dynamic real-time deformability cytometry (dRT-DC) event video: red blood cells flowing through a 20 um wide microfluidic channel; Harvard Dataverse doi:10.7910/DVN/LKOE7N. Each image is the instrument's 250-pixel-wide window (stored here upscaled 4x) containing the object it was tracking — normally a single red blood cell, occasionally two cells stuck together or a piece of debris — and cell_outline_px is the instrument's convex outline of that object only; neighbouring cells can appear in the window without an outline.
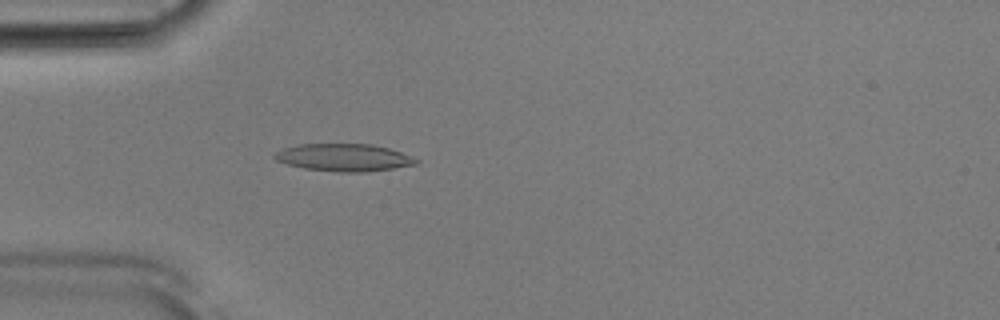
{"species": "Egyptian fruit bat (a non-hibernating species)", "species_latin": "Rousettus aegyptiacus", "temperature_condition": "room temperature", "stored_images_in_passage": 52, "camera_frame_rate_fps": 3000, "um_per_image_px": 0.085, "animal": {"sex": "male"}, "frame": {"image": 1, "passage_image": 15, "time_ms": 4.667, "image_size_px": [1000, 320], "cell_outline_px": [[420, 160], [416, 164], [392, 168], [364, 172], [340, 172], [304, 168], [288, 164], [276, 160], [272, 156], [276, 152], [284, 148], [300, 144], [372, 144], [388, 148], [400, 152]], "centroid_in_image_um": [29.22, 13.38], "position_along_channel_um": 55.8, "area_um2": 22.37}}
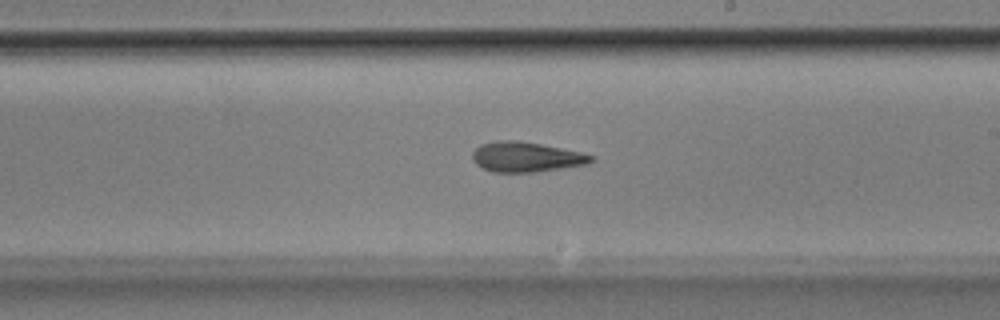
{"frame": {"image": 2, "passage_image": 30, "time_ms": 9.667, "image_size_px": [1000, 320], "cell_outline_px": [[596, 160], [588, 164], [532, 172], [492, 172], [476, 164], [472, 160], [472, 152], [480, 144], [496, 140], [520, 140], [580, 152], [596, 156]], "centroid_in_image_um": [44.71, 13.33], "position_along_channel_um": 244.3, "area_um2": 20.81}}
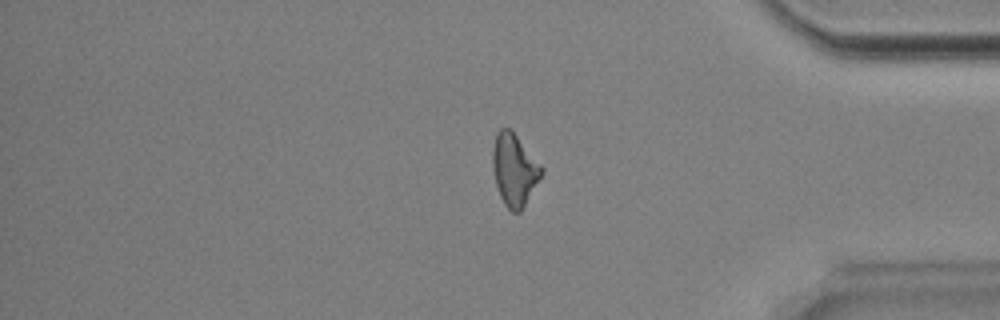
{"frame": {"image": 3, "passage_image": 43, "time_ms": 14.0, "image_size_px": [1000, 320], "cell_outline_px": [[544, 172], [520, 212], [512, 212], [504, 204], [500, 196], [496, 184], [492, 168], [492, 152], [496, 132], [500, 128], [508, 128], [516, 136], [544, 168]], "centroid_in_image_um": [43.71, 14.44], "position_along_channel_um": 391.5, "area_um2": 20.29}, "authors_computed_cell_mechanics": {"area_um2": 20.8369, "velocity_mm_per_s": 3.8998, "shape_relaxation_time_tau1_ms": null, "shape_relaxation_time_tau2_ms": 3.8374, "deformation_change_tau1": null, "deformation_change_tau2": 0.1459}}